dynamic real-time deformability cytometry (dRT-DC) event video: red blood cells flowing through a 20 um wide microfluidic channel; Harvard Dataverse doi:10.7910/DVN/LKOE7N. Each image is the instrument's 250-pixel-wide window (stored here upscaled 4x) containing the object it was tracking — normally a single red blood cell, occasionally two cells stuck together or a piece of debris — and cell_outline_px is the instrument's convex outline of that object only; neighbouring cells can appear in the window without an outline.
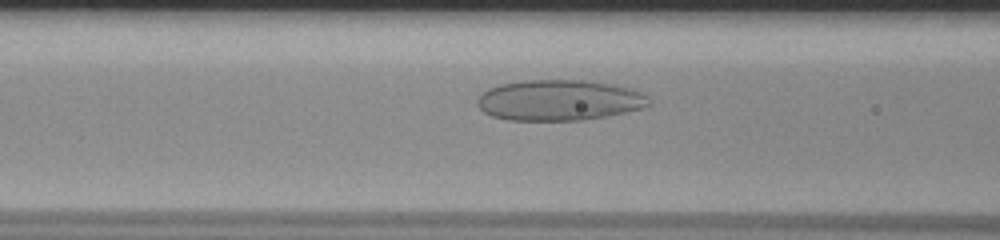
{"species": "human", "species_latin": "Homo sapiens", "temperature_condition": "room temperature", "stored_images_in_passage": 32, "camera_frame_rate_fps": 3000, "um_per_image_px": 0.085, "donor": {"sex": "male"}, "frame": {"image": 1, "passage_image": 8, "time_ms": 2.333, "image_size_px": [1000, 240], "cell_outline_px": [[652, 104], [640, 108], [624, 112], [604, 116], [580, 120], [508, 120], [492, 116], [484, 112], [476, 104], [476, 100], [480, 92], [488, 88], [500, 84], [524, 80], [584, 80], [616, 84], [632, 88], [648, 96]], "centroid_in_image_um": [47.51, 8.5], "position_along_channel_um": 119.1, "area_um2": 40.98}}
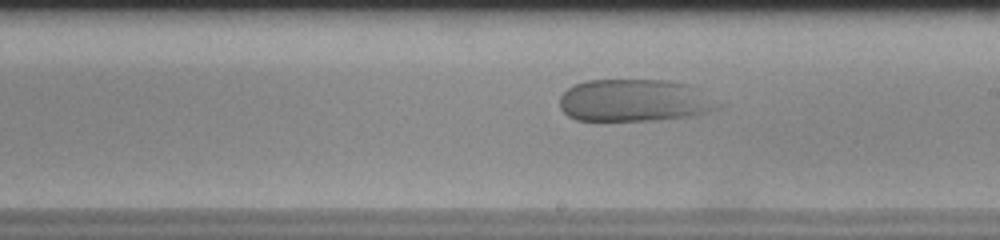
{"frame": {"image": 2, "passage_image": 18, "time_ms": 5.667, "image_size_px": [1000, 240], "cell_outline_px": [[716, 108], [704, 112], [688, 116], [652, 120], [576, 120], [568, 116], [560, 108], [560, 96], [568, 88], [584, 80], [668, 80], [692, 84]], "centroid_in_image_um": [53.77, 8.52], "position_along_channel_um": 235.2, "area_um2": 38.15}}
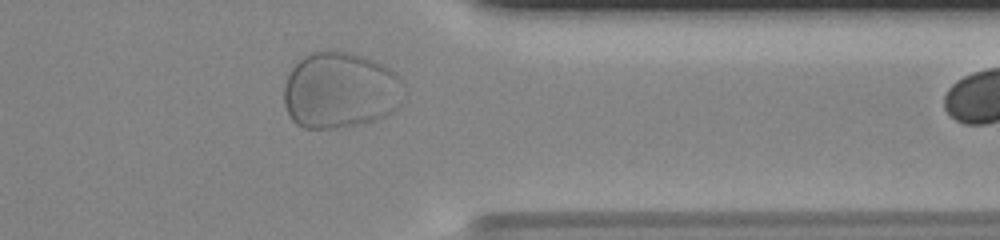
{"frame": {"image": 3, "passage_image": 31, "time_ms": 10.0, "image_size_px": [1000, 240], "cell_outline_px": [[400, 104], [392, 112], [376, 120], [364, 124], [328, 128], [304, 128], [296, 124], [292, 120], [284, 104], [284, 84], [292, 68], [304, 56], [316, 52], [348, 52], [364, 56], [388, 68], [400, 80]], "centroid_in_image_um": [28.87, 7.71], "position_along_channel_um": 382.5, "area_um2": 52.6}}